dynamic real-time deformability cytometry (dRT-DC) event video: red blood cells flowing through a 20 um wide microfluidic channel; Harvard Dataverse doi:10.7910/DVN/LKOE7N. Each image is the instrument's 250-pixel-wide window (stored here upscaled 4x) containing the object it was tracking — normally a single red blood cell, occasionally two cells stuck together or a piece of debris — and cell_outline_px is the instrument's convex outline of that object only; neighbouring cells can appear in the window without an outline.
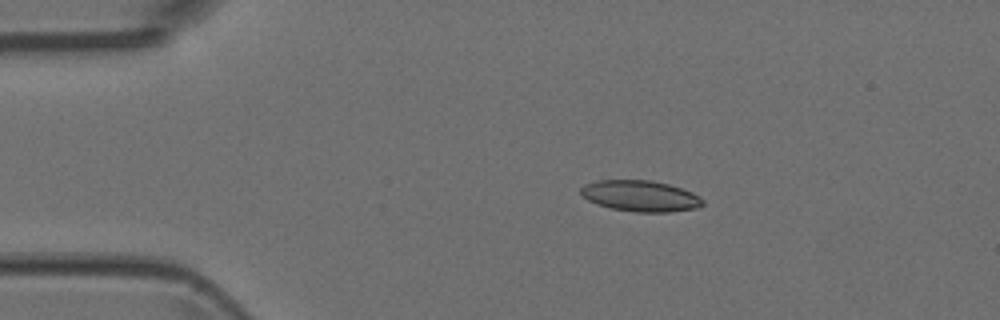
{"species": "Egyptian fruit bat (a non-hibernating species)", "species_latin": "Rousettus aegyptiacus", "temperature_condition": "room temperature", "stored_images_in_passage": 5, "camera_frame_rate_fps": 3000, "um_per_image_px": 0.085, "animal": {"sex": "female"}, "frame": {"image": 1, "passage_image": 2, "time_ms": 0.333, "image_size_px": [1000, 320], "cell_outline_px": [[704, 204], [696, 208], [668, 212], [636, 212], [612, 208], [596, 204], [580, 196], [580, 188], [584, 184], [596, 180], [652, 180], [668, 184], [692, 192], [700, 196], [704, 200]], "centroid_in_image_um": [54.4, 16.65], "position_along_channel_um": 30.6, "area_um2": 22.2}}
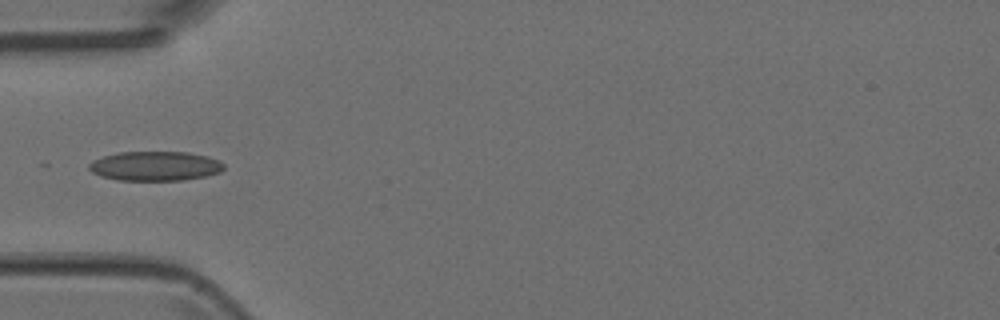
{"frame": {"image": 2, "passage_image": 4, "time_ms": 1.0, "image_size_px": [1000, 320], "cell_outline_px": [[224, 168], [220, 172], [204, 176], [184, 180], [116, 180], [100, 176], [92, 172], [88, 168], [88, 164], [104, 156], [120, 152], [188, 152], [208, 156], [220, 160], [224, 164]], "centroid_in_image_um": [13.21, 14.11], "position_along_channel_um": 71.8, "area_um2": 23.12}}
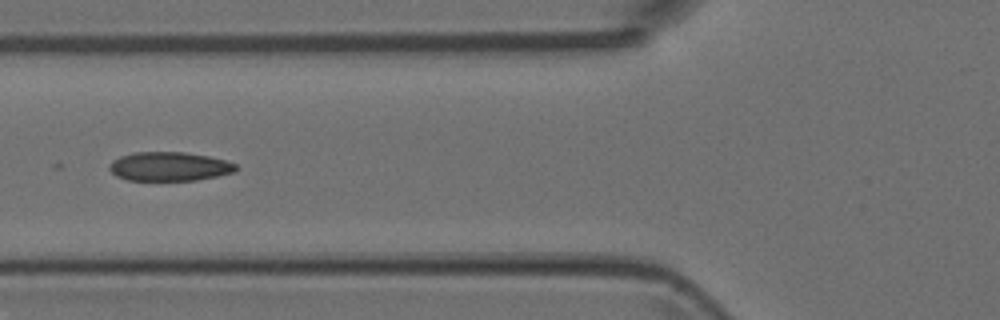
{"frame": {"image": 3, "passage_image": 5, "time_ms": 1.333, "image_size_px": [1000, 320], "cell_outline_px": [[236, 172], [196, 180], [128, 180], [116, 176], [108, 168], [108, 164], [112, 160], [120, 156], [132, 152], [184, 152], [208, 156], [224, 160], [236, 164]], "centroid_in_image_um": [14.35, 14.14], "position_along_channel_um": 111.4, "area_um2": 21.39}}